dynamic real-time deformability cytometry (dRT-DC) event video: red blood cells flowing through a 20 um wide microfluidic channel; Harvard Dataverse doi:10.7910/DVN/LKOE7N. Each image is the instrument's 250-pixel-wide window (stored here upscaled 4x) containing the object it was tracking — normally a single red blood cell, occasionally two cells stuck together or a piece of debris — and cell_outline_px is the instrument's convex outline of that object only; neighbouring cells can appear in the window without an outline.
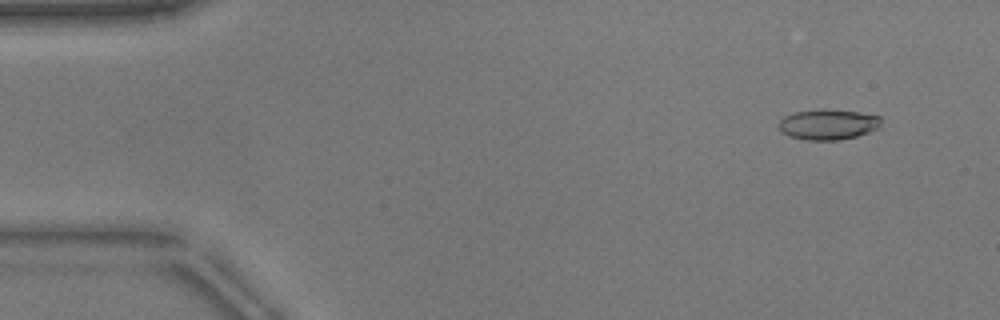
{"species": "common noctule bat (a hibernating species)", "species_latin": "Nyctalus noctula", "temperature_condition": "warm", "stored_images_in_passage": 52, "camera_frame_rate_fps": 3000, "um_per_image_px": 0.085, "animal": {"sex": "male", "body_mass_g": 17.9}, "frame": {"image": 1, "passage_image": 5, "time_ms": 1.333, "image_size_px": [1000, 320], "cell_outline_px": [[880, 128], [856, 136], [840, 140], [808, 140], [788, 136], [780, 132], [780, 120], [784, 116], [792, 112], [860, 112], [880, 116]], "centroid_in_image_um": [70.39, 10.63], "position_along_channel_um": 14.6, "area_um2": 17.4}}
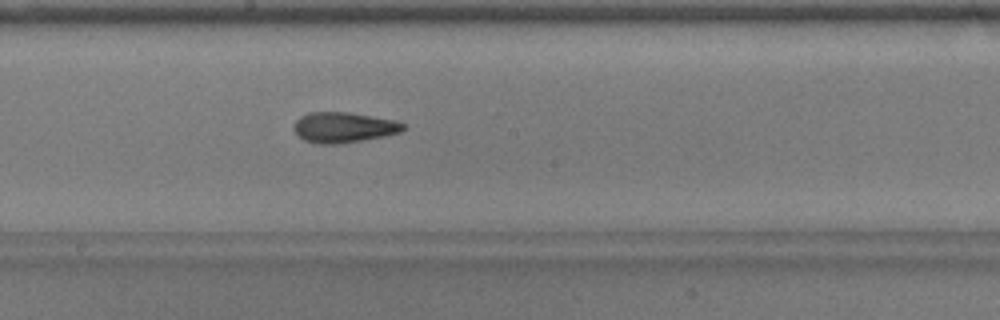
{"frame": {"image": 2, "passage_image": 29, "time_ms": 9.333, "image_size_px": [1000, 320], "cell_outline_px": [[404, 128], [400, 132], [384, 136], [360, 140], [332, 144], [316, 144], [304, 140], [296, 136], [292, 128], [296, 120], [300, 116], [308, 112], [348, 112], [396, 120], [404, 124]], "centroid_in_image_um": [29.14, 10.82], "position_along_channel_um": 219.1, "area_um2": 19.42}}
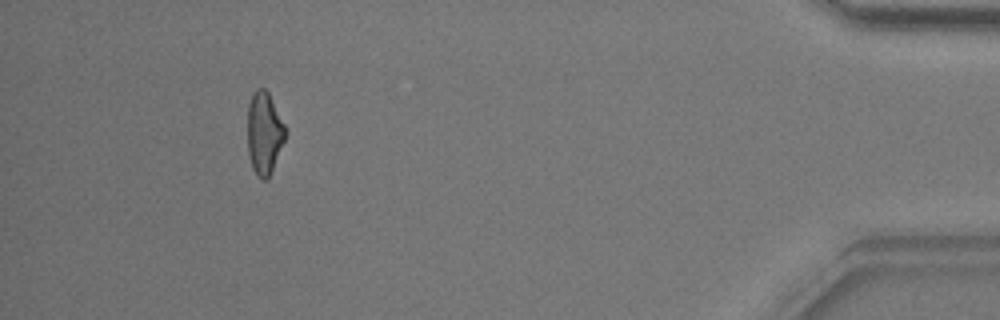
{"frame": {"image": 3, "passage_image": 49, "time_ms": 16.0, "image_size_px": [1000, 320], "cell_outline_px": [[288, 132], [272, 168], [268, 176], [264, 180], [256, 176], [252, 168], [248, 156], [248, 104], [252, 92], [256, 88], [264, 88], [268, 92]], "centroid_in_image_um": [22.44, 11.29], "position_along_channel_um": 412.8, "area_um2": 18.09}}